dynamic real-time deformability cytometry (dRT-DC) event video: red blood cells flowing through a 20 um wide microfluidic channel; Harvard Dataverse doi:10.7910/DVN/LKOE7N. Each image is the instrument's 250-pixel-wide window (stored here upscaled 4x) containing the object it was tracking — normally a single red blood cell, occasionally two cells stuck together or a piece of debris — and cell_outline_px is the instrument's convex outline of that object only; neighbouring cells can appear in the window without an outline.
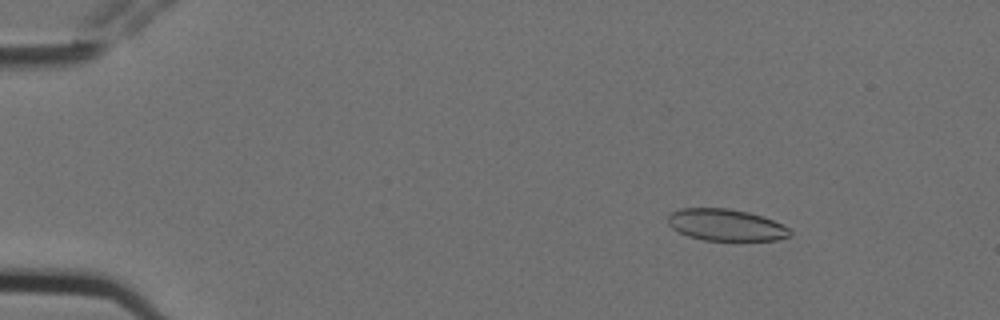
{"species": "Egyptian fruit bat (a non-hibernating species)", "species_latin": "Rousettus aegyptiacus", "temperature_condition": "cold", "stored_images_in_passage": 6, "camera_frame_rate_fps": 3000, "um_per_image_px": 0.085, "animal": {"sex": "female"}, "frame": {"image": 1, "passage_image": 2, "time_ms": 0.333, "image_size_px": [1000, 320], "cell_outline_px": [[792, 236], [776, 240], [704, 240], [688, 236], [672, 228], [668, 224], [668, 216], [672, 212], [680, 208], [728, 208], [748, 212], [764, 216], [788, 228], [792, 232]], "centroid_in_image_um": [61.7, 19.11], "position_along_channel_um": 23.3, "area_um2": 22.54}}
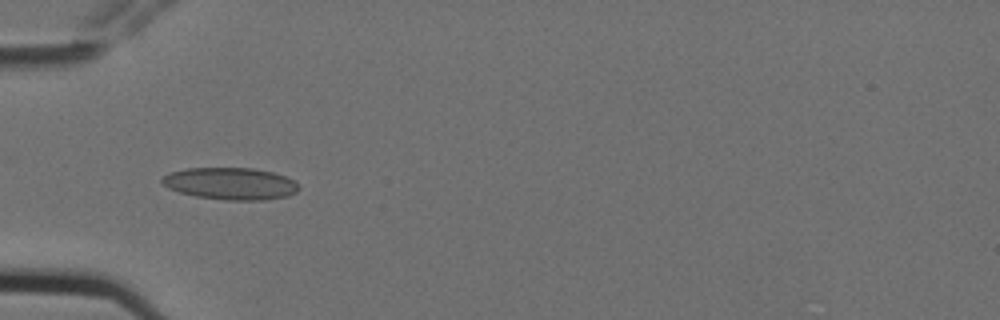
{"frame": {"image": 2, "passage_image": 5, "time_ms": 1.333, "image_size_px": [1000, 320], "cell_outline_px": [[300, 188], [296, 192], [288, 196], [264, 200], [224, 200], [196, 196], [180, 192], [168, 188], [160, 180], [164, 176], [172, 172], [188, 168], [252, 168], [272, 172], [284, 176], [292, 180]], "centroid_in_image_um": [19.6, 15.61], "position_along_channel_um": 65.4, "area_um2": 25.32}}
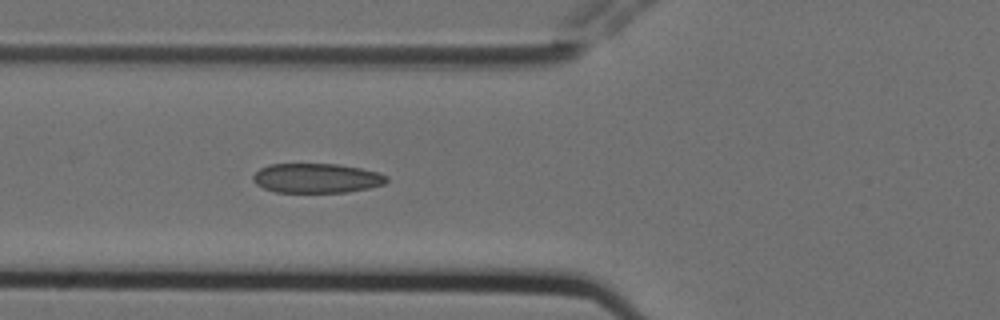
{"frame": {"image": 3, "passage_image": 6, "time_ms": 1.667, "image_size_px": [1000, 320], "cell_outline_px": [[388, 180], [384, 184], [368, 188], [348, 192], [276, 192], [264, 188], [256, 184], [252, 180], [252, 176], [260, 168], [268, 164], [340, 164], [360, 168], [376, 172], [388, 176]], "centroid_in_image_um": [26.9, 15.14], "position_along_channel_um": 98.9, "area_um2": 23.0}}